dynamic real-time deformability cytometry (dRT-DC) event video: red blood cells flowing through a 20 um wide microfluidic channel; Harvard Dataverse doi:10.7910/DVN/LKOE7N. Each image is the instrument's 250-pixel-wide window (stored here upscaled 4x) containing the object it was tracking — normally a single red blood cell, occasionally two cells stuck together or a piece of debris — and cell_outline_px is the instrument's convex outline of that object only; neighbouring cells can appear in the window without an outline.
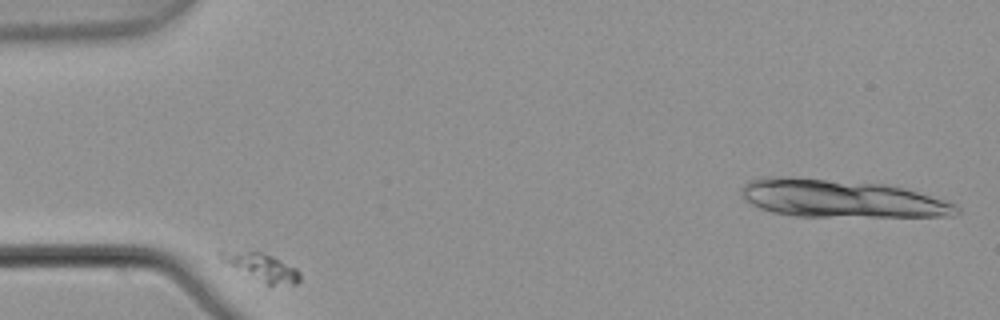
{"species": "common noctule bat (a hibernating species)", "species_latin": "Nyctalus noctula", "temperature_condition": "warm", "stored_images_in_passage": 5, "camera_frame_rate_fps": 3000, "um_per_image_px": 0.085, "animal": {"sex": "male", "body_mass_g": 21.5, "forearm_length_mm": 52.0}, "frame": {"image": 1, "passage_image": 1, "time_ms": 0.0, "image_size_px": [1000, 320], "cell_outline_px": [[300, 280], [296, 284], [268, 284], [220, 260], [216, 256], [216, 252], [260, 252], [272, 256], [296, 268], [300, 272]], "centroid_in_image_um": [22.27, 22.69], "position_along_channel_um": 62.7, "area_um2": 12.02}}
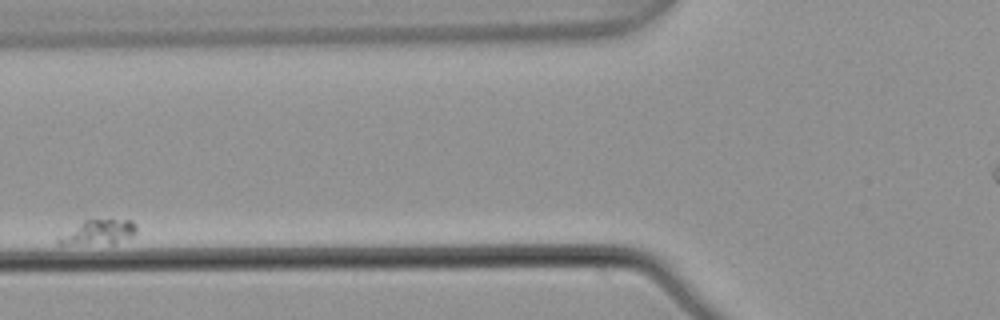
{"frame": {"image": 2, "passage_image": 3, "time_ms": 0.667, "image_size_px": [1000, 320], "cell_outline_px": [[136, 232], [132, 236], [112, 244], [56, 244], [56, 236], [84, 220], [132, 220], [136, 224]], "centroid_in_image_um": [8.31, 19.75], "position_along_channel_um": 117.5, "area_um2": 11.33}}
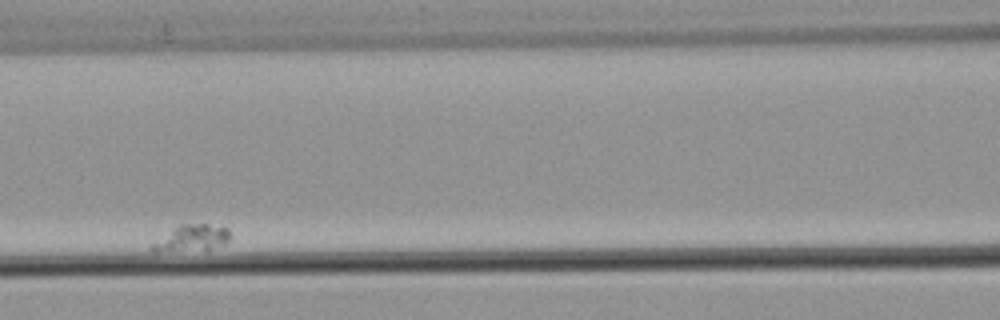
{"frame": {"image": 3, "passage_image": 4, "time_ms": 1.0, "image_size_px": [1000, 320], "cell_outline_px": [[232, 240], [224, 244], [208, 248], [156, 252], [152, 252], [148, 248], [152, 244], [180, 224], [208, 224], [228, 228], [232, 236]], "centroid_in_image_um": [16.34, 20.23], "position_along_channel_um": 150.3, "area_um2": 11.73}}